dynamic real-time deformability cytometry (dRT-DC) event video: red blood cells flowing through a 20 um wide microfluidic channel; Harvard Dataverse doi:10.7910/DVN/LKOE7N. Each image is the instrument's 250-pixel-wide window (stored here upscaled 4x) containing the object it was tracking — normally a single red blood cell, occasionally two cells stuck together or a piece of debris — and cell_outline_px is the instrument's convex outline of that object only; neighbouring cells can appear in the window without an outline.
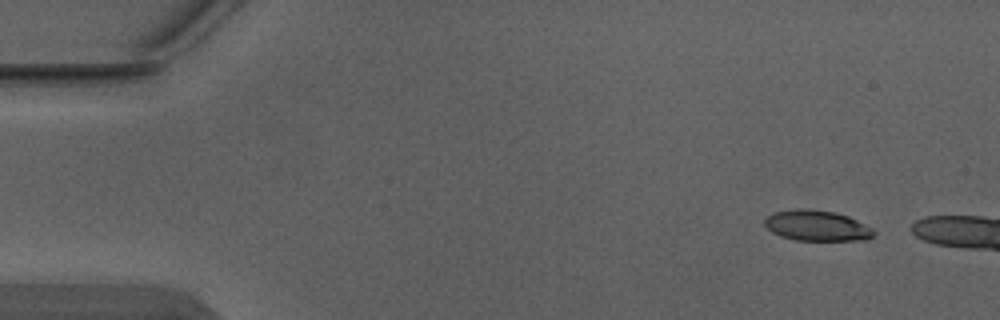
{"species": "Egyptian fruit bat (a non-hibernating species)", "species_latin": "Rousettus aegyptiacus", "temperature_condition": "warm", "stored_images_in_passage": 2, "camera_frame_rate_fps": 3000, "um_per_image_px": 0.085, "animal": {"sex": "male"}, "frame": {"image": 1, "passage_image": 2, "time_ms": 0.333, "image_size_px": [1000, 320], "cell_outline_px": [[876, 236], [868, 240], [796, 240], [780, 236], [772, 232], [764, 224], [764, 220], [768, 216], [776, 212], [832, 212], [848, 216], [872, 228], [876, 232]], "centroid_in_image_um": [69.52, 19.26], "position_along_channel_um": 15.5, "area_um2": 18.5}}